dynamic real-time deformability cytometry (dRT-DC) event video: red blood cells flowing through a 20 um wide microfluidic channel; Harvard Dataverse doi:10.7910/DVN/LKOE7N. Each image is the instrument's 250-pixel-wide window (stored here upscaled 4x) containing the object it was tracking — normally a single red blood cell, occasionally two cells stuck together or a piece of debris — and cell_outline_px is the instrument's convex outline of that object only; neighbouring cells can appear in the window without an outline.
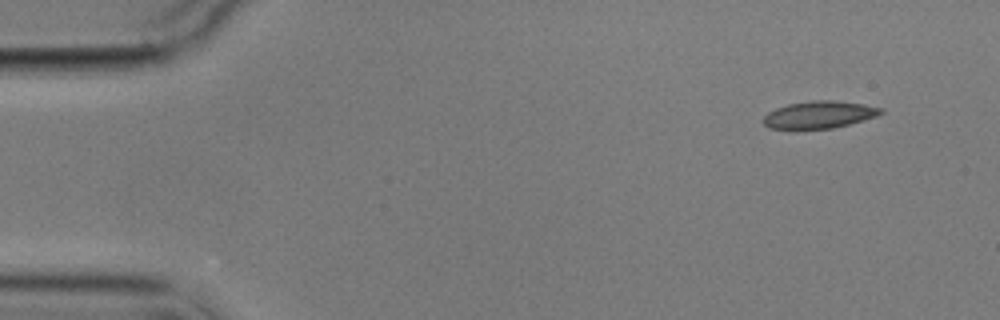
{"species": "common noctule bat (a hibernating species)", "species_latin": "Nyctalus noctula", "temperature_condition": "cold", "stored_images_in_passage": 5, "segment_of_instrument_passage": [1, 2], "camera_frame_rate_fps": 3000, "um_per_image_px": 0.085, "animal": {"sex": "male", "body_mass_g": 17.9}, "frame": {"image": 1, "passage_image": 1, "time_ms": 0.0, "image_size_px": [1000, 320], "cell_outline_px": [[884, 112], [876, 116], [848, 124], [832, 128], [796, 132], [792, 132], [772, 128], [764, 124], [764, 116], [768, 112], [776, 108], [788, 104], [812, 100], [832, 100], [864, 104], [884, 108]], "centroid_in_image_um": [69.58, 9.79], "position_along_channel_um": 15.4, "area_um2": 19.25}}
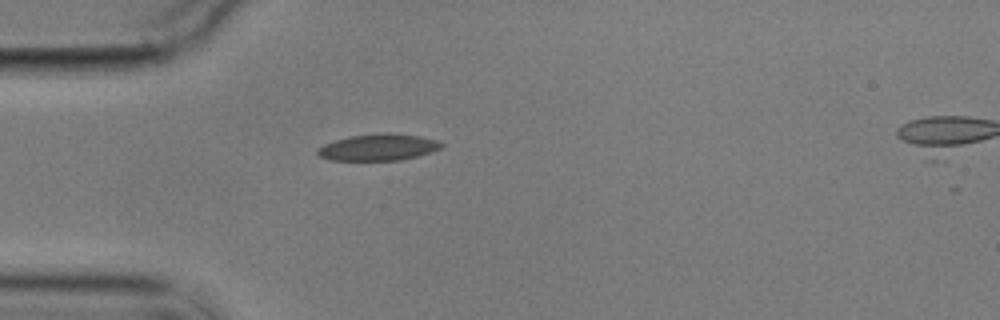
{"frame": {"image": 2, "passage_image": 4, "time_ms": 3.667, "image_size_px": [1000, 320], "cell_outline_px": [[444, 144], [440, 148], [432, 152], [400, 160], [332, 160], [320, 156], [316, 152], [316, 148], [324, 144], [336, 140], [352, 136], [380, 132], [388, 132], [420, 136], [436, 140]], "centroid_in_image_um": [32.16, 12.51], "position_along_channel_um": 52.8, "area_um2": 19.13}}